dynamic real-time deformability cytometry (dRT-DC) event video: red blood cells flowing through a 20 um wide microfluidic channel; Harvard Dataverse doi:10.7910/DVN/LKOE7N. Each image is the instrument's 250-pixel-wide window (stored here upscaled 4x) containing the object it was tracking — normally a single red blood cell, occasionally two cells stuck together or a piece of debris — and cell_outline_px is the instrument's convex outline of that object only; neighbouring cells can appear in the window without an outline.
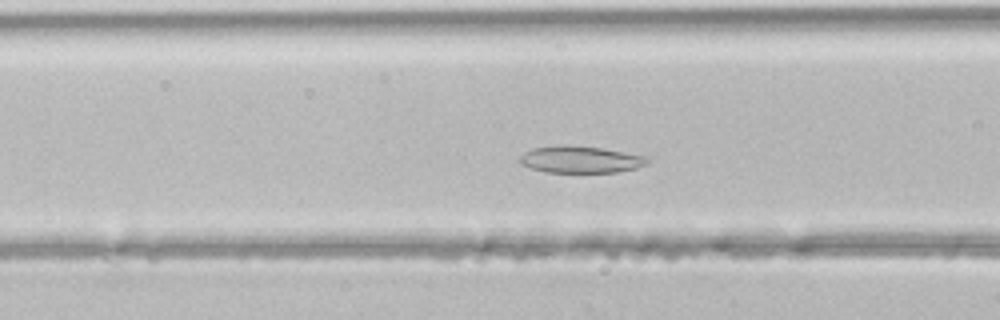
{"species": "common noctule bat (a hibernating species)", "species_latin": "Nyctalus noctula", "temperature_condition": "room temperature", "stored_images_in_passage": 34, "segment_of_instrument_passage": [1, 2], "camera_frame_rate_fps": 3000, "um_per_image_px": 0.085, "animal": {"sex": "male", "body_mass_g": 21.5, "forearm_length_mm": 52.0}, "frame": {"image": 1, "passage_image": 5, "time_ms": 1.333, "image_size_px": [1000, 320], "cell_outline_px": [[648, 164], [636, 168], [620, 172], [544, 172], [520, 164], [520, 156], [524, 152], [532, 148], [560, 144], [600, 148], [624, 152], [644, 156], [648, 160]], "centroid_in_image_um": [49.31, 13.56], "position_along_channel_um": 117.3, "area_um2": 19.94}}
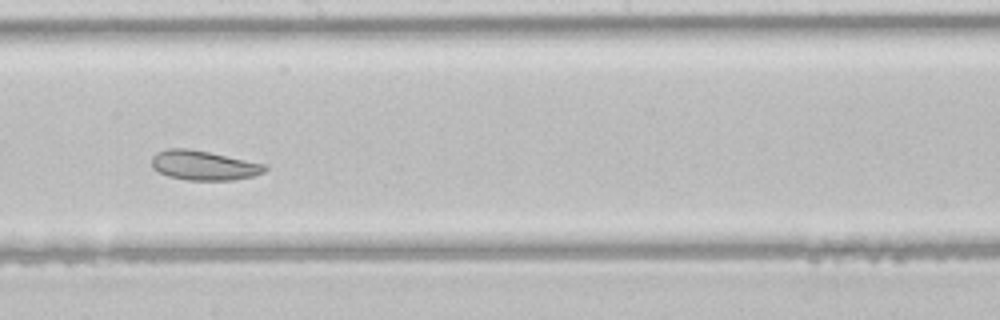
{"frame": {"image": 2, "passage_image": 13, "time_ms": 4.0, "image_size_px": [1000, 320], "cell_outline_px": [[268, 168], [264, 172], [252, 176], [232, 180], [184, 180], [168, 176], [152, 168], [152, 156], [156, 152], [168, 148], [188, 148], [268, 164]], "centroid_in_image_um": [17.32, 14.05], "position_along_channel_um": 230.9, "area_um2": 19.59}}
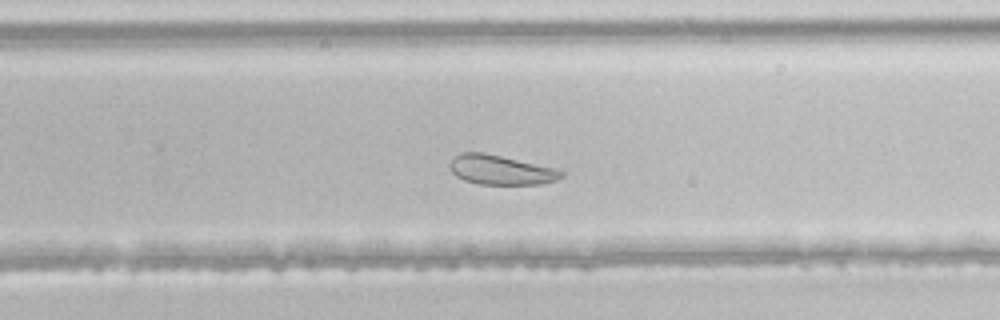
{"frame": {"image": 3, "passage_image": 17, "time_ms": 5.333, "image_size_px": [1000, 320], "cell_outline_px": [[564, 176], [556, 180], [540, 184], [480, 184], [464, 180], [456, 176], [448, 168], [448, 164], [460, 152], [484, 152], [556, 168], [564, 172]], "centroid_in_image_um": [42.55, 14.44], "position_along_channel_um": 287.2, "area_um2": 19.25}}